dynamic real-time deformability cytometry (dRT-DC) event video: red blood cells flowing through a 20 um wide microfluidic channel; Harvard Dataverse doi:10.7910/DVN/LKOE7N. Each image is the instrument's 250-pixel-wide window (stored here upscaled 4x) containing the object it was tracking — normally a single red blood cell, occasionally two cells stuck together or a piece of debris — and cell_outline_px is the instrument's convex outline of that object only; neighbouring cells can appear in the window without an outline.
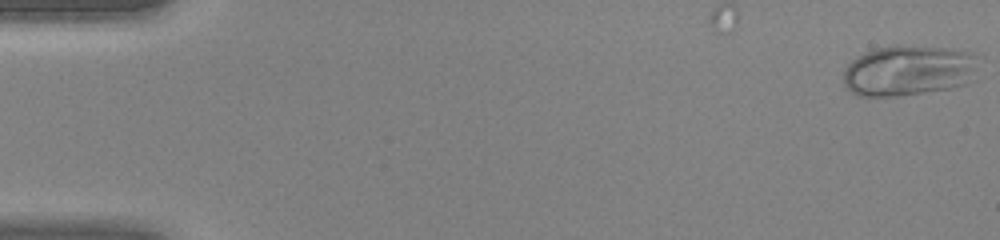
{"species": "human", "species_latin": "Homo sapiens", "temperature_condition": "warm", "stored_images_in_passage": 10, "camera_frame_rate_fps": 3000, "um_per_image_px": 0.085, "donor": {"sex": "female"}, "frame": {"image": 1, "passage_image": 1, "time_ms": 0.0, "image_size_px": [1000, 240], "cell_outline_px": [[976, 80], [964, 84], [948, 88], [900, 96], [856, 96], [844, 84], [844, 68], [856, 56], [872, 48], [944, 48], [972, 52], [976, 56]], "centroid_in_image_um": [77.22, 6.03], "position_along_channel_um": 7.8, "area_um2": 39.25}}